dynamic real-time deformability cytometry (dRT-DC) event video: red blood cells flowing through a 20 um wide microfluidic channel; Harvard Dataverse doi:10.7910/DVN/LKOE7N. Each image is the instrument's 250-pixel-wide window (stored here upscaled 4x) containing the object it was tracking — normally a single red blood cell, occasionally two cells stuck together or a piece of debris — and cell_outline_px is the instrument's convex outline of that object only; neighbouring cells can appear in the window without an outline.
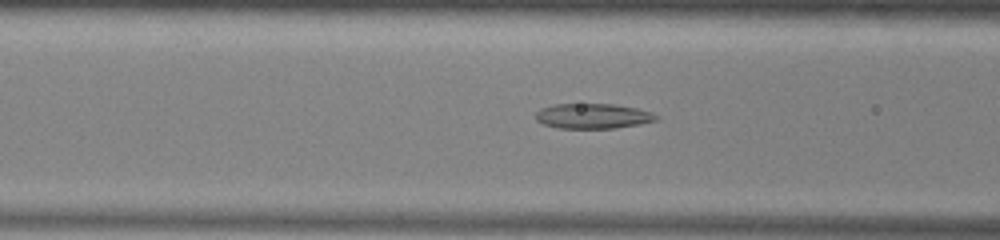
{"species": "common noctule bat (a hibernating species)", "species_latin": "Nyctalus noctula", "temperature_condition": "warm", "stored_images_in_passage": 52, "camera_frame_rate_fps": 3000, "um_per_image_px": 0.085, "animal": {"sex": "male", "body_mass_g": 13.0, "forearm_length_mm": 53.1}, "frame": {"image": 1, "passage_image": 20, "time_ms": 6.333, "image_size_px": [1000, 240], "cell_outline_px": [[660, 120], [640, 124], [616, 128], [560, 128], [544, 124], [536, 120], [536, 112], [540, 108], [552, 104], [612, 104], [636, 108], [652, 112], [660, 116]], "centroid_in_image_um": [50.43, 9.86], "position_along_channel_um": 116.2, "area_um2": 17.74}}
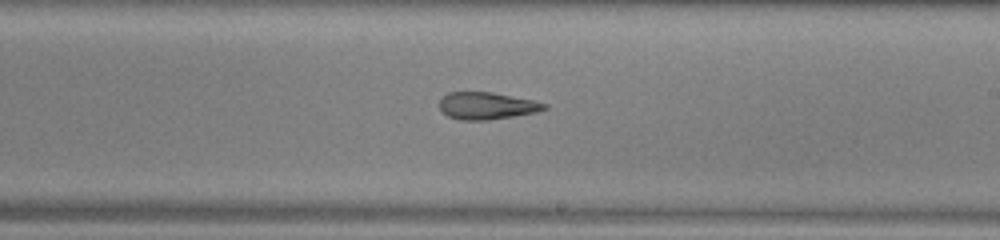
{"frame": {"image": 2, "passage_image": 30, "time_ms": 9.667, "image_size_px": [1000, 240], "cell_outline_px": [[548, 108], [536, 112], [488, 120], [460, 120], [448, 116], [440, 108], [440, 100], [448, 92], [492, 92], [532, 100], [548, 104]], "centroid_in_image_um": [41.38, 8.99], "position_along_channel_um": 247.6, "area_um2": 16.42}}
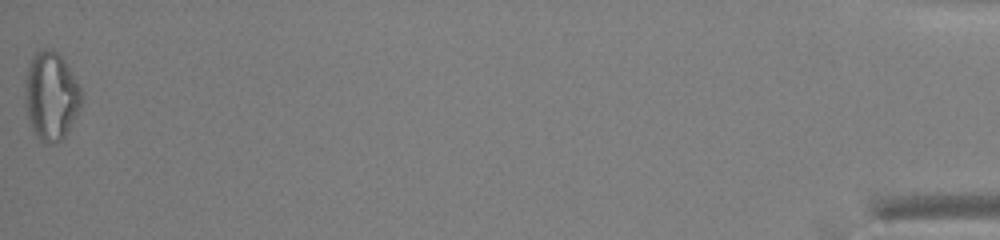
{"frame": {"image": 3, "passage_image": 52, "time_ms": 17.0, "image_size_px": [1000, 240], "cell_outline_px": [[80, 108], [64, 136], [56, 144], [44, 144], [36, 136], [28, 120], [24, 100], [24, 84], [28, 64], [32, 56], [40, 48], [52, 48], [64, 60], [80, 88]], "centroid_in_image_um": [4.28, 8.15], "position_along_channel_um": 430.9, "area_um2": 29.07}, "authors_computed_cell_mechanics": {"area_um2": 20.3167, "velocity_mm_per_s": 3.9564, "shape_relaxation_time_tau1_ms": null, "shape_relaxation_time_tau2_ms": 5.6181, "deformation_change_tau1": null, "deformation_change_tau2": 0.1756}}